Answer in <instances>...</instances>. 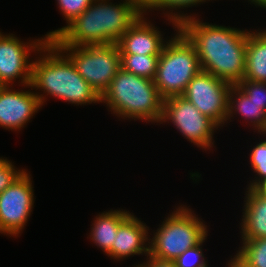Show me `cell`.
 <instances>
[{
	"mask_svg": "<svg viewBox=\"0 0 266 267\" xmlns=\"http://www.w3.org/2000/svg\"><path fill=\"white\" fill-rule=\"evenodd\" d=\"M192 17L178 29L194 45L203 71L237 85L245 73L248 29L203 22Z\"/></svg>",
	"mask_w": 266,
	"mask_h": 267,
	"instance_id": "6da1fadb",
	"label": "cell"
},
{
	"mask_svg": "<svg viewBox=\"0 0 266 267\" xmlns=\"http://www.w3.org/2000/svg\"><path fill=\"white\" fill-rule=\"evenodd\" d=\"M109 1L94 0L71 23L48 32L45 38L56 46L116 44L143 13L137 3Z\"/></svg>",
	"mask_w": 266,
	"mask_h": 267,
	"instance_id": "7a4b0ae2",
	"label": "cell"
},
{
	"mask_svg": "<svg viewBox=\"0 0 266 267\" xmlns=\"http://www.w3.org/2000/svg\"><path fill=\"white\" fill-rule=\"evenodd\" d=\"M32 62L31 90L43 91L38 96L41 106L46 96L74 105L101 103V97L79 75L72 61L52 42L47 41Z\"/></svg>",
	"mask_w": 266,
	"mask_h": 267,
	"instance_id": "3957f363",
	"label": "cell"
},
{
	"mask_svg": "<svg viewBox=\"0 0 266 267\" xmlns=\"http://www.w3.org/2000/svg\"><path fill=\"white\" fill-rule=\"evenodd\" d=\"M164 98L153 80L126 72L122 68L101 96L112 114L123 120L160 123Z\"/></svg>",
	"mask_w": 266,
	"mask_h": 267,
	"instance_id": "277c9868",
	"label": "cell"
},
{
	"mask_svg": "<svg viewBox=\"0 0 266 267\" xmlns=\"http://www.w3.org/2000/svg\"><path fill=\"white\" fill-rule=\"evenodd\" d=\"M149 238V255L175 260L185 250L200 244L207 236L205 222L186 205L175 207Z\"/></svg>",
	"mask_w": 266,
	"mask_h": 267,
	"instance_id": "5b68a950",
	"label": "cell"
},
{
	"mask_svg": "<svg viewBox=\"0 0 266 267\" xmlns=\"http://www.w3.org/2000/svg\"><path fill=\"white\" fill-rule=\"evenodd\" d=\"M175 34L159 55L153 80L164 99L182 95L188 83L202 70L194 45L179 29Z\"/></svg>",
	"mask_w": 266,
	"mask_h": 267,
	"instance_id": "8992f818",
	"label": "cell"
},
{
	"mask_svg": "<svg viewBox=\"0 0 266 267\" xmlns=\"http://www.w3.org/2000/svg\"><path fill=\"white\" fill-rule=\"evenodd\" d=\"M57 47L100 97L121 69L120 51L115 43Z\"/></svg>",
	"mask_w": 266,
	"mask_h": 267,
	"instance_id": "52a82bcc",
	"label": "cell"
},
{
	"mask_svg": "<svg viewBox=\"0 0 266 267\" xmlns=\"http://www.w3.org/2000/svg\"><path fill=\"white\" fill-rule=\"evenodd\" d=\"M165 122L173 123L177 131L198 148L212 150L214 132L219 126L182 95L164 99L160 124Z\"/></svg>",
	"mask_w": 266,
	"mask_h": 267,
	"instance_id": "ba28073f",
	"label": "cell"
},
{
	"mask_svg": "<svg viewBox=\"0 0 266 267\" xmlns=\"http://www.w3.org/2000/svg\"><path fill=\"white\" fill-rule=\"evenodd\" d=\"M32 40L24 43L12 33H0V86H12L16 79H19L22 86L31 88V52L37 56L38 51L48 41L44 36Z\"/></svg>",
	"mask_w": 266,
	"mask_h": 267,
	"instance_id": "9c48e42d",
	"label": "cell"
},
{
	"mask_svg": "<svg viewBox=\"0 0 266 267\" xmlns=\"http://www.w3.org/2000/svg\"><path fill=\"white\" fill-rule=\"evenodd\" d=\"M232 85L201 70L188 83L182 94L203 115L223 127L228 113V97Z\"/></svg>",
	"mask_w": 266,
	"mask_h": 267,
	"instance_id": "30bf717a",
	"label": "cell"
},
{
	"mask_svg": "<svg viewBox=\"0 0 266 267\" xmlns=\"http://www.w3.org/2000/svg\"><path fill=\"white\" fill-rule=\"evenodd\" d=\"M31 174L25 171L0 193V233L18 237L30 219L34 207ZM17 235V236H16Z\"/></svg>",
	"mask_w": 266,
	"mask_h": 267,
	"instance_id": "8fae6325",
	"label": "cell"
},
{
	"mask_svg": "<svg viewBox=\"0 0 266 267\" xmlns=\"http://www.w3.org/2000/svg\"><path fill=\"white\" fill-rule=\"evenodd\" d=\"M11 87L0 86V127L20 131L42 106L34 91Z\"/></svg>",
	"mask_w": 266,
	"mask_h": 267,
	"instance_id": "7c38bea8",
	"label": "cell"
},
{
	"mask_svg": "<svg viewBox=\"0 0 266 267\" xmlns=\"http://www.w3.org/2000/svg\"><path fill=\"white\" fill-rule=\"evenodd\" d=\"M158 29L142 14L116 43L120 55H160L167 41Z\"/></svg>",
	"mask_w": 266,
	"mask_h": 267,
	"instance_id": "4fadbf2b",
	"label": "cell"
},
{
	"mask_svg": "<svg viewBox=\"0 0 266 267\" xmlns=\"http://www.w3.org/2000/svg\"><path fill=\"white\" fill-rule=\"evenodd\" d=\"M149 227L131 213L118 227L112 244V258L125 260L134 255H149ZM147 242V243H146Z\"/></svg>",
	"mask_w": 266,
	"mask_h": 267,
	"instance_id": "5bb4252c",
	"label": "cell"
},
{
	"mask_svg": "<svg viewBox=\"0 0 266 267\" xmlns=\"http://www.w3.org/2000/svg\"><path fill=\"white\" fill-rule=\"evenodd\" d=\"M245 195L240 238L242 240L266 238V198L256 189H247Z\"/></svg>",
	"mask_w": 266,
	"mask_h": 267,
	"instance_id": "9a60e30c",
	"label": "cell"
},
{
	"mask_svg": "<svg viewBox=\"0 0 266 267\" xmlns=\"http://www.w3.org/2000/svg\"><path fill=\"white\" fill-rule=\"evenodd\" d=\"M130 214L129 211L124 209H112L108 212L99 213L93 220L89 238L94 245L100 248L108 257L110 256L111 259L115 233H117L119 225Z\"/></svg>",
	"mask_w": 266,
	"mask_h": 267,
	"instance_id": "2e32d148",
	"label": "cell"
},
{
	"mask_svg": "<svg viewBox=\"0 0 266 267\" xmlns=\"http://www.w3.org/2000/svg\"><path fill=\"white\" fill-rule=\"evenodd\" d=\"M243 80L266 83V29L249 31Z\"/></svg>",
	"mask_w": 266,
	"mask_h": 267,
	"instance_id": "e0dca14e",
	"label": "cell"
},
{
	"mask_svg": "<svg viewBox=\"0 0 266 267\" xmlns=\"http://www.w3.org/2000/svg\"><path fill=\"white\" fill-rule=\"evenodd\" d=\"M236 114L241 115L240 118L247 120L246 123H252L251 127L258 131L264 127L266 121V112L255 102L251 100L244 92H242L236 85H232L228 97V113L226 123Z\"/></svg>",
	"mask_w": 266,
	"mask_h": 267,
	"instance_id": "ac0fdd59",
	"label": "cell"
},
{
	"mask_svg": "<svg viewBox=\"0 0 266 267\" xmlns=\"http://www.w3.org/2000/svg\"><path fill=\"white\" fill-rule=\"evenodd\" d=\"M207 0H145L142 6V13H147L153 10L164 11L167 20L174 26L175 31L178 30V26L185 20L195 17L193 14L179 13V9H184L192 6L203 4ZM210 1V0H208ZM212 1V0H211ZM166 10V11H165ZM174 10H177L176 12ZM148 11V12H147ZM174 11V12H173Z\"/></svg>",
	"mask_w": 266,
	"mask_h": 267,
	"instance_id": "d6986e66",
	"label": "cell"
},
{
	"mask_svg": "<svg viewBox=\"0 0 266 267\" xmlns=\"http://www.w3.org/2000/svg\"><path fill=\"white\" fill-rule=\"evenodd\" d=\"M231 262L236 267H266V238L242 240Z\"/></svg>",
	"mask_w": 266,
	"mask_h": 267,
	"instance_id": "ffe728a7",
	"label": "cell"
},
{
	"mask_svg": "<svg viewBox=\"0 0 266 267\" xmlns=\"http://www.w3.org/2000/svg\"><path fill=\"white\" fill-rule=\"evenodd\" d=\"M121 68L137 76L154 80L159 55H120Z\"/></svg>",
	"mask_w": 266,
	"mask_h": 267,
	"instance_id": "44dd1931",
	"label": "cell"
},
{
	"mask_svg": "<svg viewBox=\"0 0 266 267\" xmlns=\"http://www.w3.org/2000/svg\"><path fill=\"white\" fill-rule=\"evenodd\" d=\"M250 151L251 168L254 170L255 179L251 180L247 189H256L266 182V139L256 143Z\"/></svg>",
	"mask_w": 266,
	"mask_h": 267,
	"instance_id": "7402d4cb",
	"label": "cell"
},
{
	"mask_svg": "<svg viewBox=\"0 0 266 267\" xmlns=\"http://www.w3.org/2000/svg\"><path fill=\"white\" fill-rule=\"evenodd\" d=\"M207 237L197 246L185 250L174 261L177 267H208L202 245Z\"/></svg>",
	"mask_w": 266,
	"mask_h": 267,
	"instance_id": "603a6c76",
	"label": "cell"
},
{
	"mask_svg": "<svg viewBox=\"0 0 266 267\" xmlns=\"http://www.w3.org/2000/svg\"><path fill=\"white\" fill-rule=\"evenodd\" d=\"M67 25L81 15L94 0H56Z\"/></svg>",
	"mask_w": 266,
	"mask_h": 267,
	"instance_id": "cb8c5ba5",
	"label": "cell"
},
{
	"mask_svg": "<svg viewBox=\"0 0 266 267\" xmlns=\"http://www.w3.org/2000/svg\"><path fill=\"white\" fill-rule=\"evenodd\" d=\"M236 86L266 112V83L241 80Z\"/></svg>",
	"mask_w": 266,
	"mask_h": 267,
	"instance_id": "d4e9b609",
	"label": "cell"
},
{
	"mask_svg": "<svg viewBox=\"0 0 266 267\" xmlns=\"http://www.w3.org/2000/svg\"><path fill=\"white\" fill-rule=\"evenodd\" d=\"M25 171L26 169L15 167L7 158L0 157V193L12 185Z\"/></svg>",
	"mask_w": 266,
	"mask_h": 267,
	"instance_id": "484cf974",
	"label": "cell"
},
{
	"mask_svg": "<svg viewBox=\"0 0 266 267\" xmlns=\"http://www.w3.org/2000/svg\"><path fill=\"white\" fill-rule=\"evenodd\" d=\"M134 267H177L174 260H163L151 255H148L145 261L138 265H133Z\"/></svg>",
	"mask_w": 266,
	"mask_h": 267,
	"instance_id": "4316f807",
	"label": "cell"
},
{
	"mask_svg": "<svg viewBox=\"0 0 266 267\" xmlns=\"http://www.w3.org/2000/svg\"><path fill=\"white\" fill-rule=\"evenodd\" d=\"M256 190L266 198V182L262 183L259 187L256 188Z\"/></svg>",
	"mask_w": 266,
	"mask_h": 267,
	"instance_id": "83f0119b",
	"label": "cell"
},
{
	"mask_svg": "<svg viewBox=\"0 0 266 267\" xmlns=\"http://www.w3.org/2000/svg\"><path fill=\"white\" fill-rule=\"evenodd\" d=\"M128 1L137 3L142 8L145 0H128Z\"/></svg>",
	"mask_w": 266,
	"mask_h": 267,
	"instance_id": "f1b7e54d",
	"label": "cell"
},
{
	"mask_svg": "<svg viewBox=\"0 0 266 267\" xmlns=\"http://www.w3.org/2000/svg\"><path fill=\"white\" fill-rule=\"evenodd\" d=\"M259 134L264 135V137L266 136V121H265L264 127L261 129V131L259 132Z\"/></svg>",
	"mask_w": 266,
	"mask_h": 267,
	"instance_id": "f546056e",
	"label": "cell"
},
{
	"mask_svg": "<svg viewBox=\"0 0 266 267\" xmlns=\"http://www.w3.org/2000/svg\"><path fill=\"white\" fill-rule=\"evenodd\" d=\"M226 265H228L227 267H236L231 261H228V264L226 263Z\"/></svg>",
	"mask_w": 266,
	"mask_h": 267,
	"instance_id": "4dcf8cb0",
	"label": "cell"
},
{
	"mask_svg": "<svg viewBox=\"0 0 266 267\" xmlns=\"http://www.w3.org/2000/svg\"><path fill=\"white\" fill-rule=\"evenodd\" d=\"M257 1L258 0H248V2H250V4H253V5H255Z\"/></svg>",
	"mask_w": 266,
	"mask_h": 267,
	"instance_id": "1f68e13d",
	"label": "cell"
}]
</instances>
